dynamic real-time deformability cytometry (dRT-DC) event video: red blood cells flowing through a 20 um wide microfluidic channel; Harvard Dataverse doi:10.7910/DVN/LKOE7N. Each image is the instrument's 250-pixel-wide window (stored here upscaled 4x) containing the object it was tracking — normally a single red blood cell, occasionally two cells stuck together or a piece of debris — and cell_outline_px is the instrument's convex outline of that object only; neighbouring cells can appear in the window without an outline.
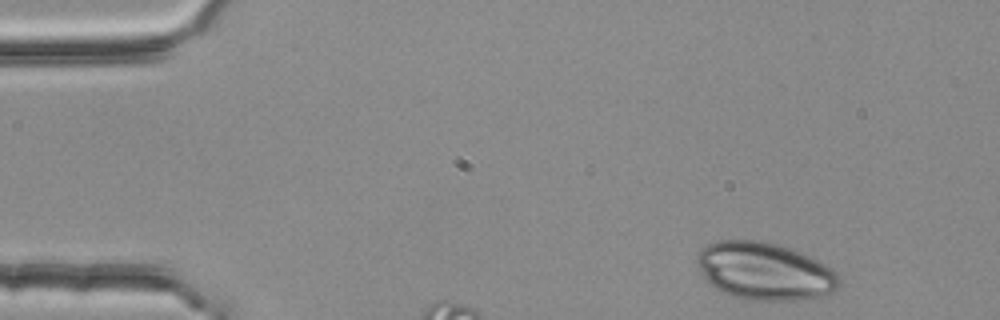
{"species": "common noctule bat (a hibernating species)", "species_latin": "Nyctalus noctula", "temperature_condition": "room temperature", "stored_images_in_passage": 3, "camera_frame_rate_fps": 3000, "um_per_image_px": 0.085, "animal": {"sex": "female", "body_mass_g": 25.1}, "frame": {"image": 1, "passage_image": 1, "time_ms": 0.0, "image_size_px": [1000, 320], "cell_outline_px": [[840, 288], [832, 292], [820, 296], [796, 300], [740, 300], [708, 284], [700, 272], [696, 260], [696, 256], [708, 244], [716, 240], [764, 240], [780, 244], [792, 248], [820, 260], [832, 268], [840, 276]], "centroid_in_image_um": [65.02, 23.04], "position_along_channel_um": 20.0, "area_um2": 48.38}}